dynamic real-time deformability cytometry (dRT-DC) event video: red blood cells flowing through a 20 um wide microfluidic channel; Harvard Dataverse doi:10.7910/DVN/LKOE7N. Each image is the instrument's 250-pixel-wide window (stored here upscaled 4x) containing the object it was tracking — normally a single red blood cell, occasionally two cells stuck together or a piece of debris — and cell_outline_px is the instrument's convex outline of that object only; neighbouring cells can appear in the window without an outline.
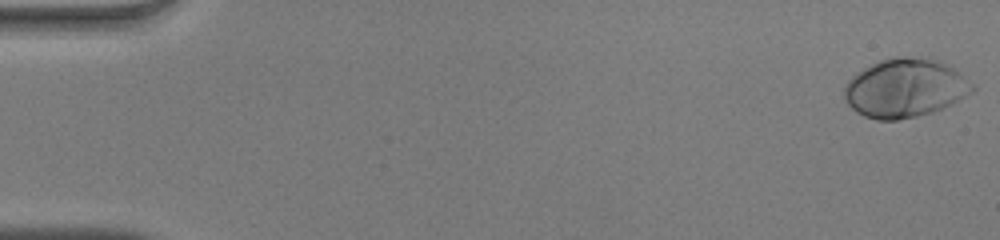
{"species": "human", "species_latin": "Homo sapiens", "temperature_condition": "warm", "stored_images_in_passage": 52, "camera_frame_rate_fps": 3000, "um_per_image_px": 0.085, "donor": {"sex": "male"}, "frame": {"image": 1, "passage_image": 1, "time_ms": 0.0, "image_size_px": [1000, 240], "cell_outline_px": [[976, 88], [972, 92], [952, 104], [932, 112], [916, 116], [896, 120], [876, 120], [864, 116], [856, 112], [844, 100], [844, 88], [848, 80], [856, 72], [880, 60], [892, 56], [912, 56], [932, 60], [944, 64], [952, 68], [976, 84]], "centroid_in_image_um": [76.91, 7.49], "position_along_channel_um": 8.1, "area_um2": 43.81}}
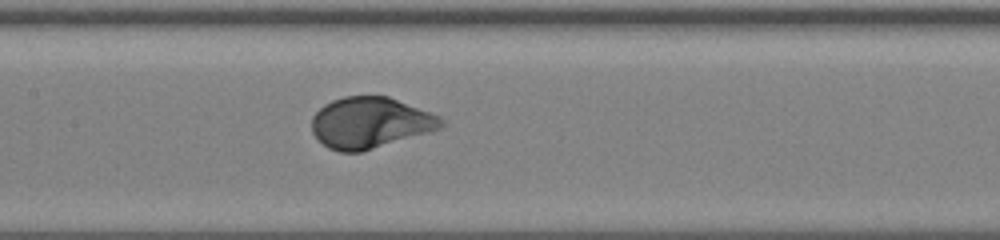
{"frame": {"image": 2, "passage_image": 26, "time_ms": 8.333, "image_size_px": [1000, 240], "cell_outline_px": [[444, 124], [440, 128], [432, 132], [360, 152], [340, 152], [328, 148], [312, 132], [312, 116], [324, 104], [332, 100], [344, 96], [388, 96], [440, 116], [444, 120]], "centroid_in_image_um": [31.47, 10.43], "position_along_channel_um": 175.9, "area_um2": 38.49}}
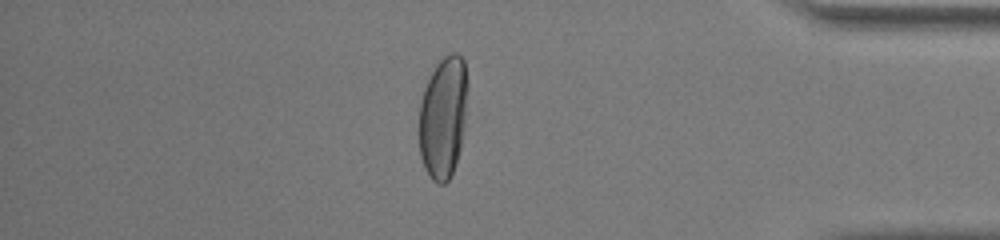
{"frame": {"image": 3, "passage_image": 45, "time_ms": 14.667, "image_size_px": [1000, 240], "cell_outline_px": [[468, 88], [464, 124], [460, 148], [456, 164], [448, 180], [444, 184], [436, 184], [428, 176], [424, 168], [420, 156], [420, 100], [424, 88], [436, 64], [444, 56], [452, 52], [456, 52], [464, 60], [468, 84]], "centroid_in_image_um": [37.68, 9.97], "position_along_channel_um": 397.5, "area_um2": 34.68}, "authors_computed_cell_mechanics": {"area_um2": 39.1884, "velocity_mm_per_s": 3.9715, "shape_relaxation_time_tau1_ms": 2.9185, "shape_relaxation_time_tau2_ms": null, "deformation_change_tau1": 0.1929, "deformation_change_tau2": null}}